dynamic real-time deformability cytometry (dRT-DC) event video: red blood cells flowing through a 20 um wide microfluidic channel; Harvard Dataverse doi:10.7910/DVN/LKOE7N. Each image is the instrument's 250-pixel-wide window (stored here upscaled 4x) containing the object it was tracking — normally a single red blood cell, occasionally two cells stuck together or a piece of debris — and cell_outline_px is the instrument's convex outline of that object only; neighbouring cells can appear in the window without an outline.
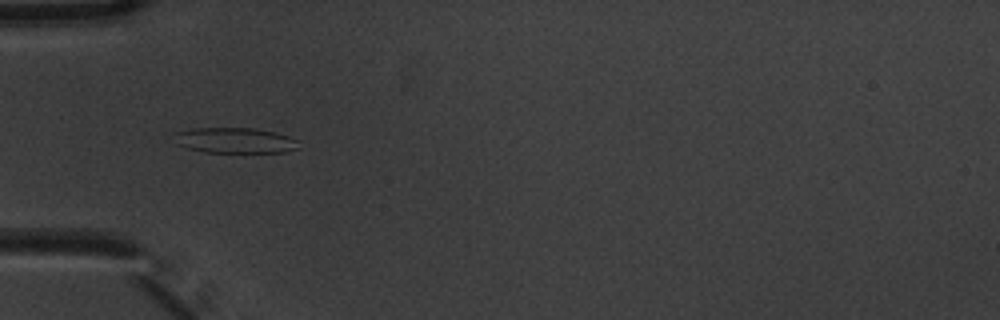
{"species": "common noctule bat (a hibernating species)", "species_latin": "Nyctalus noctula", "temperature_condition": "warm", "stored_images_in_passage": 6, "camera_frame_rate_fps": 3000, "um_per_image_px": 0.085, "animal": {"sex": "male", "body_mass_g": 20.1, "forearm_length_mm": 53.5}, "frame": {"image": 1, "passage_image": 5, "time_ms": 1.333, "image_size_px": [1000, 320], "cell_outline_px": [[300, 148], [284, 152], [204, 152], [188, 148], [176, 144], [172, 132], [192, 128], [256, 128], [276, 132], [300, 140]], "centroid_in_image_um": [19.98, 11.92], "position_along_channel_um": 65.0, "area_um2": 18.84}}
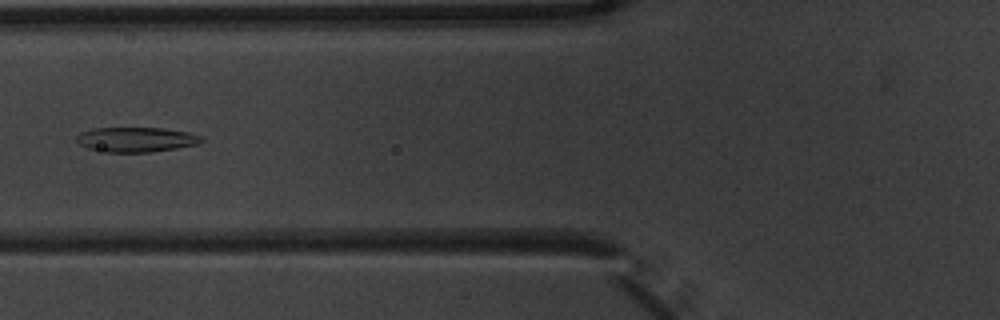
{"frame": {"image": 2, "passage_image": 6, "time_ms": 1.667, "image_size_px": [1000, 320], "cell_outline_px": [[204, 140], [200, 144], [152, 152], [108, 152], [88, 148], [80, 144], [76, 140], [76, 136], [80, 132], [92, 128], [164, 128], [188, 132], [200, 136]], "centroid_in_image_um": [11.58, 11.86], "position_along_channel_um": 114.2, "area_um2": 18.09}}